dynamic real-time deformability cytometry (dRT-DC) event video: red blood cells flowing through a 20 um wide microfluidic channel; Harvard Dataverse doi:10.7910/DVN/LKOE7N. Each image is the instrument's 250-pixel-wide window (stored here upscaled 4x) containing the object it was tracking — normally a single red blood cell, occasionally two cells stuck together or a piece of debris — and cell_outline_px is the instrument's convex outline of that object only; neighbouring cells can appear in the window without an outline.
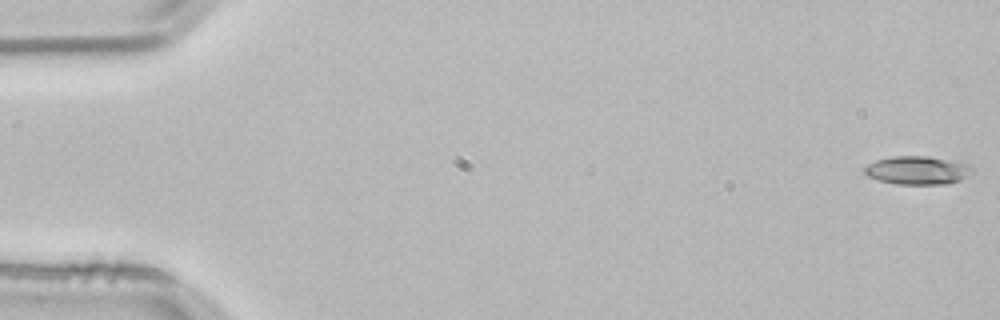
{"species": "common noctule bat (a hibernating species)", "species_latin": "Nyctalus noctula", "temperature_condition": "room temperature", "stored_images_in_passage": 3, "camera_frame_rate_fps": 3000, "um_per_image_px": 0.085, "animal": {"sex": "male", "body_mass_g": 21.5, "forearm_length_mm": 52.0}, "frame": {"image": 1, "passage_image": 1, "time_ms": 0.0, "image_size_px": [1000, 320], "cell_outline_px": [[972, 172], [960, 180], [948, 184], [896, 184], [876, 180], [868, 176], [864, 172], [864, 168], [868, 164], [876, 160], [892, 156], [928, 156], [968, 164], [972, 168]], "centroid_in_image_um": [77.95, 14.48], "position_along_channel_um": 7.1, "area_um2": 17.74}}